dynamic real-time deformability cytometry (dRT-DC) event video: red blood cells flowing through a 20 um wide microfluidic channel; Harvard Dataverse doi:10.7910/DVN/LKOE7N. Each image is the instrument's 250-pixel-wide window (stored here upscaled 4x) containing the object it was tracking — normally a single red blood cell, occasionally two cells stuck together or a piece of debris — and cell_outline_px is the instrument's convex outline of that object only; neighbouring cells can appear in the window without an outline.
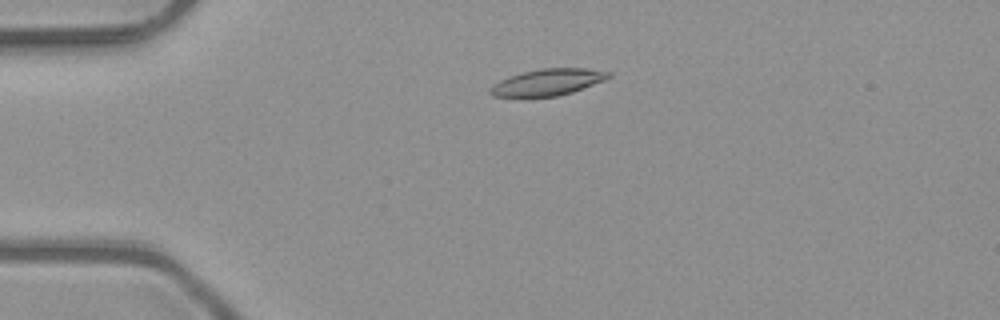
{"species": "common noctule bat (a hibernating species)", "species_latin": "Nyctalus noctula", "temperature_condition": "room temperature", "stored_images_in_passage": 6, "camera_frame_rate_fps": 3000, "um_per_image_px": 0.085, "animal": {"sex": "male", "body_mass_g": 23.1, "forearm_length_mm": 52.7}, "frame": {"image": 1, "passage_image": 4, "time_ms": 1.0, "image_size_px": [1000, 320], "cell_outline_px": [[612, 76], [604, 80], [572, 92], [556, 96], [520, 100], [492, 96], [488, 92], [488, 88], [492, 84], [508, 76], [540, 68], [588, 68], [612, 72]], "centroid_in_image_um": [46.44, 7.03], "position_along_channel_um": 38.6, "area_um2": 19.19}}
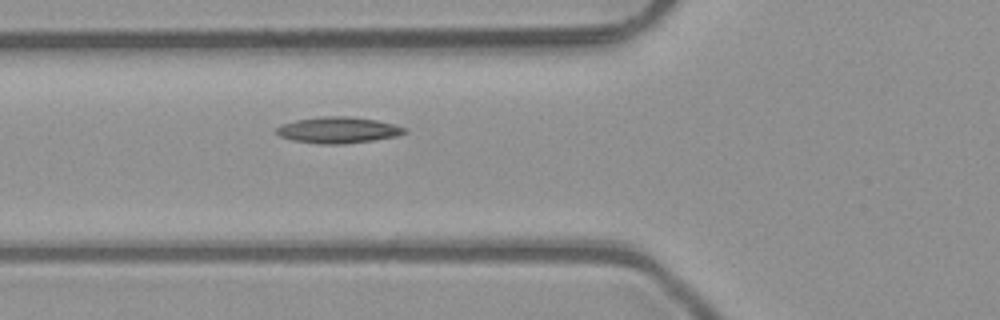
{"frame": {"image": 2, "passage_image": 6, "time_ms": 1.667, "image_size_px": [1000, 320], "cell_outline_px": [[408, 132], [396, 136], [372, 140], [344, 144], [320, 144], [292, 140], [280, 136], [276, 132], [276, 128], [280, 124], [296, 120], [320, 116], [348, 116], [376, 120], [408, 128]], "centroid_in_image_um": [28.73, 11.05], "position_along_channel_um": 97.1, "area_um2": 19.59}}